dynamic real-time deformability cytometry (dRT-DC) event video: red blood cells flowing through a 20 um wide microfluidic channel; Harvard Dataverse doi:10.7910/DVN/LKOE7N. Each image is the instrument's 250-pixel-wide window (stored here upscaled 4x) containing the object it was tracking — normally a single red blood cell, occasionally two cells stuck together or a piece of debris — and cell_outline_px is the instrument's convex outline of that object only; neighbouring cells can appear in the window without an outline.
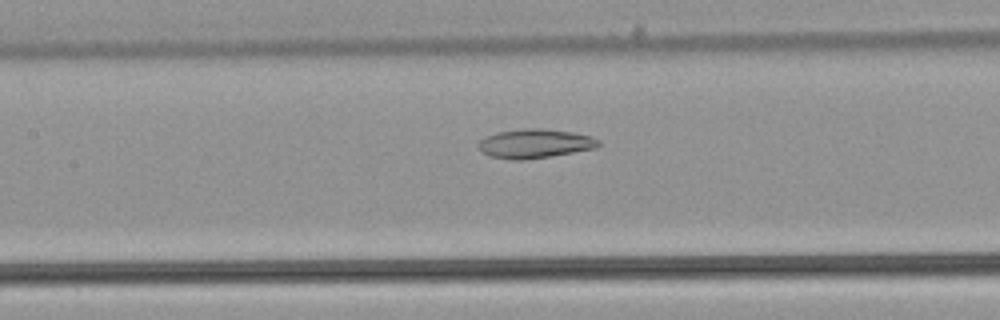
{"species": "common noctule bat (a hibernating species)", "species_latin": "Nyctalus noctula", "temperature_condition": "warm", "stored_images_in_passage": 50, "camera_frame_rate_fps": 3000, "um_per_image_px": 0.085, "animal": {"sex": "male", "body_mass_g": 21.5, "forearm_length_mm": 52.0}, "frame": {"image": 1, "passage_image": 22, "time_ms": 7.0, "image_size_px": [1000, 320], "cell_outline_px": [[600, 144], [596, 148], [552, 156], [524, 160], [512, 160], [492, 156], [484, 152], [476, 144], [484, 136], [496, 132], [524, 128], [540, 128], [572, 132], [592, 136], [600, 140]], "centroid_in_image_um": [45.47, 12.19], "position_along_channel_um": 161.9, "area_um2": 20.46}}
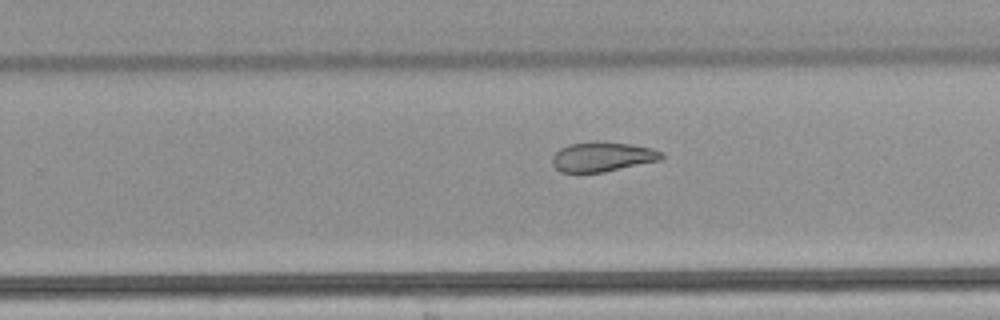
{"frame": {"image": 2, "passage_image": 31, "time_ms": 10.0, "image_size_px": [1000, 320], "cell_outline_px": [[664, 156], [660, 160], [604, 172], [560, 172], [552, 164], [552, 156], [560, 148], [568, 144], [632, 144], [652, 148], [664, 152]], "centroid_in_image_um": [51.22, 13.36], "position_along_channel_um": 278.6, "area_um2": 18.21}}
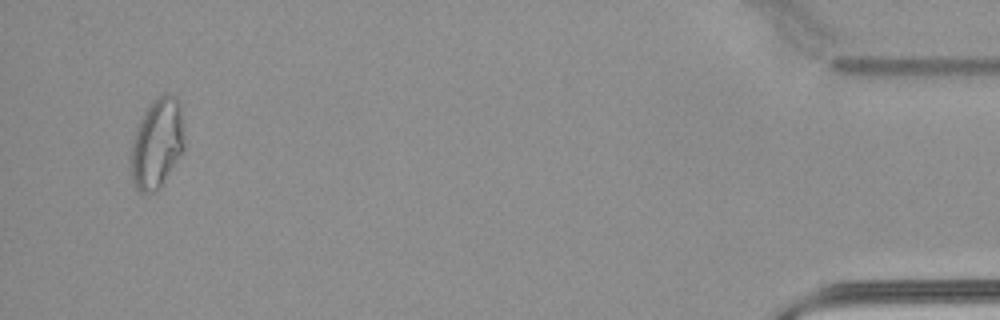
{"frame": {"image": 3, "passage_image": 48, "time_ms": 15.667, "image_size_px": [1000, 320], "cell_outline_px": [[184, 148], [160, 184], [152, 192], [140, 192], [136, 188], [132, 180], [128, 168], [128, 152], [136, 128], [148, 104], [156, 96], [164, 92], [168, 92], [176, 96], [180, 100], [184, 128]], "centroid_in_image_um": [13.3, 12.1], "position_along_channel_um": 421.9, "area_um2": 28.55}}